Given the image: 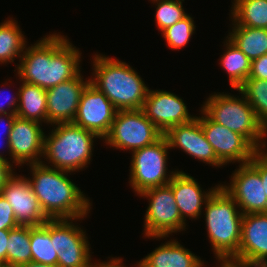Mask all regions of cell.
Instances as JSON below:
<instances>
[{
  "mask_svg": "<svg viewBox=\"0 0 267 267\" xmlns=\"http://www.w3.org/2000/svg\"><path fill=\"white\" fill-rule=\"evenodd\" d=\"M143 267H204V261L178 241L170 240L140 260Z\"/></svg>",
  "mask_w": 267,
  "mask_h": 267,
  "instance_id": "cell-21",
  "label": "cell"
},
{
  "mask_svg": "<svg viewBox=\"0 0 267 267\" xmlns=\"http://www.w3.org/2000/svg\"><path fill=\"white\" fill-rule=\"evenodd\" d=\"M259 174L267 197V152L265 150L259 151Z\"/></svg>",
  "mask_w": 267,
  "mask_h": 267,
  "instance_id": "cell-35",
  "label": "cell"
},
{
  "mask_svg": "<svg viewBox=\"0 0 267 267\" xmlns=\"http://www.w3.org/2000/svg\"><path fill=\"white\" fill-rule=\"evenodd\" d=\"M204 205L206 230L215 258L233 260L241 241L243 213L221 185Z\"/></svg>",
  "mask_w": 267,
  "mask_h": 267,
  "instance_id": "cell-4",
  "label": "cell"
},
{
  "mask_svg": "<svg viewBox=\"0 0 267 267\" xmlns=\"http://www.w3.org/2000/svg\"><path fill=\"white\" fill-rule=\"evenodd\" d=\"M251 267H267V263H258V264H255Z\"/></svg>",
  "mask_w": 267,
  "mask_h": 267,
  "instance_id": "cell-42",
  "label": "cell"
},
{
  "mask_svg": "<svg viewBox=\"0 0 267 267\" xmlns=\"http://www.w3.org/2000/svg\"><path fill=\"white\" fill-rule=\"evenodd\" d=\"M17 75L20 82L49 89L80 73V51L61 34H49L24 48Z\"/></svg>",
  "mask_w": 267,
  "mask_h": 267,
  "instance_id": "cell-1",
  "label": "cell"
},
{
  "mask_svg": "<svg viewBox=\"0 0 267 267\" xmlns=\"http://www.w3.org/2000/svg\"><path fill=\"white\" fill-rule=\"evenodd\" d=\"M201 110L212 121L244 136L258 151L266 150L263 147H266L267 130L243 95L239 98L215 92L207 98Z\"/></svg>",
  "mask_w": 267,
  "mask_h": 267,
  "instance_id": "cell-6",
  "label": "cell"
},
{
  "mask_svg": "<svg viewBox=\"0 0 267 267\" xmlns=\"http://www.w3.org/2000/svg\"><path fill=\"white\" fill-rule=\"evenodd\" d=\"M164 136L168 140L170 149L178 147L193 158L211 166L224 165L207 141L197 116L190 122L171 127Z\"/></svg>",
  "mask_w": 267,
  "mask_h": 267,
  "instance_id": "cell-18",
  "label": "cell"
},
{
  "mask_svg": "<svg viewBox=\"0 0 267 267\" xmlns=\"http://www.w3.org/2000/svg\"><path fill=\"white\" fill-rule=\"evenodd\" d=\"M194 20L188 14L174 25L162 31L163 37L170 49L177 50L184 47L195 31Z\"/></svg>",
  "mask_w": 267,
  "mask_h": 267,
  "instance_id": "cell-31",
  "label": "cell"
},
{
  "mask_svg": "<svg viewBox=\"0 0 267 267\" xmlns=\"http://www.w3.org/2000/svg\"><path fill=\"white\" fill-rule=\"evenodd\" d=\"M236 90L253 107L260 123L267 130V80L248 78Z\"/></svg>",
  "mask_w": 267,
  "mask_h": 267,
  "instance_id": "cell-29",
  "label": "cell"
},
{
  "mask_svg": "<svg viewBox=\"0 0 267 267\" xmlns=\"http://www.w3.org/2000/svg\"><path fill=\"white\" fill-rule=\"evenodd\" d=\"M14 19L5 20L0 24V64L14 62L16 57L21 59L26 38Z\"/></svg>",
  "mask_w": 267,
  "mask_h": 267,
  "instance_id": "cell-27",
  "label": "cell"
},
{
  "mask_svg": "<svg viewBox=\"0 0 267 267\" xmlns=\"http://www.w3.org/2000/svg\"><path fill=\"white\" fill-rule=\"evenodd\" d=\"M18 92L17 117L47 123L46 89L22 81Z\"/></svg>",
  "mask_w": 267,
  "mask_h": 267,
  "instance_id": "cell-22",
  "label": "cell"
},
{
  "mask_svg": "<svg viewBox=\"0 0 267 267\" xmlns=\"http://www.w3.org/2000/svg\"><path fill=\"white\" fill-rule=\"evenodd\" d=\"M16 267H58V266H53V265H48V264H41V263H36V262H28L25 264H20Z\"/></svg>",
  "mask_w": 267,
  "mask_h": 267,
  "instance_id": "cell-41",
  "label": "cell"
},
{
  "mask_svg": "<svg viewBox=\"0 0 267 267\" xmlns=\"http://www.w3.org/2000/svg\"><path fill=\"white\" fill-rule=\"evenodd\" d=\"M169 149L168 140L163 135L154 144L132 152L129 183L137 195L171 181L177 170L167 174Z\"/></svg>",
  "mask_w": 267,
  "mask_h": 267,
  "instance_id": "cell-7",
  "label": "cell"
},
{
  "mask_svg": "<svg viewBox=\"0 0 267 267\" xmlns=\"http://www.w3.org/2000/svg\"><path fill=\"white\" fill-rule=\"evenodd\" d=\"M32 178H28L34 195L50 219H84L91 203L67 176L69 171L51 168L45 163L28 164Z\"/></svg>",
  "mask_w": 267,
  "mask_h": 267,
  "instance_id": "cell-2",
  "label": "cell"
},
{
  "mask_svg": "<svg viewBox=\"0 0 267 267\" xmlns=\"http://www.w3.org/2000/svg\"><path fill=\"white\" fill-rule=\"evenodd\" d=\"M226 51L221 55L220 64L228 73L229 82L233 89H237L248 79L251 71V60L228 38Z\"/></svg>",
  "mask_w": 267,
  "mask_h": 267,
  "instance_id": "cell-24",
  "label": "cell"
},
{
  "mask_svg": "<svg viewBox=\"0 0 267 267\" xmlns=\"http://www.w3.org/2000/svg\"><path fill=\"white\" fill-rule=\"evenodd\" d=\"M30 249L32 261L57 266V251L50 236V220L43 225L30 226Z\"/></svg>",
  "mask_w": 267,
  "mask_h": 267,
  "instance_id": "cell-26",
  "label": "cell"
},
{
  "mask_svg": "<svg viewBox=\"0 0 267 267\" xmlns=\"http://www.w3.org/2000/svg\"><path fill=\"white\" fill-rule=\"evenodd\" d=\"M221 267H251L245 263L234 261L232 259L218 260Z\"/></svg>",
  "mask_w": 267,
  "mask_h": 267,
  "instance_id": "cell-40",
  "label": "cell"
},
{
  "mask_svg": "<svg viewBox=\"0 0 267 267\" xmlns=\"http://www.w3.org/2000/svg\"><path fill=\"white\" fill-rule=\"evenodd\" d=\"M162 132L146 117L142 109L119 110L103 141L116 149L132 152L154 144Z\"/></svg>",
  "mask_w": 267,
  "mask_h": 267,
  "instance_id": "cell-8",
  "label": "cell"
},
{
  "mask_svg": "<svg viewBox=\"0 0 267 267\" xmlns=\"http://www.w3.org/2000/svg\"><path fill=\"white\" fill-rule=\"evenodd\" d=\"M7 267H16L32 261L30 249V226L19 225L9 230Z\"/></svg>",
  "mask_w": 267,
  "mask_h": 267,
  "instance_id": "cell-28",
  "label": "cell"
},
{
  "mask_svg": "<svg viewBox=\"0 0 267 267\" xmlns=\"http://www.w3.org/2000/svg\"><path fill=\"white\" fill-rule=\"evenodd\" d=\"M142 110L146 117L164 135L171 127L192 121V116L183 99L163 90L148 91Z\"/></svg>",
  "mask_w": 267,
  "mask_h": 267,
  "instance_id": "cell-14",
  "label": "cell"
},
{
  "mask_svg": "<svg viewBox=\"0 0 267 267\" xmlns=\"http://www.w3.org/2000/svg\"><path fill=\"white\" fill-rule=\"evenodd\" d=\"M232 3V22L267 29V0H234Z\"/></svg>",
  "mask_w": 267,
  "mask_h": 267,
  "instance_id": "cell-25",
  "label": "cell"
},
{
  "mask_svg": "<svg viewBox=\"0 0 267 267\" xmlns=\"http://www.w3.org/2000/svg\"><path fill=\"white\" fill-rule=\"evenodd\" d=\"M9 230H0V264L7 267V244Z\"/></svg>",
  "mask_w": 267,
  "mask_h": 267,
  "instance_id": "cell-38",
  "label": "cell"
},
{
  "mask_svg": "<svg viewBox=\"0 0 267 267\" xmlns=\"http://www.w3.org/2000/svg\"><path fill=\"white\" fill-rule=\"evenodd\" d=\"M3 93V92H2ZM1 94V93H0ZM15 95H17V97L15 96H5V100H6V107H3V104L0 103V114H6V113H13L16 114L17 113V107H18V103H19V92H17ZM13 97V98H12ZM2 99V98H1ZM10 111V112H9Z\"/></svg>",
  "mask_w": 267,
  "mask_h": 267,
  "instance_id": "cell-37",
  "label": "cell"
},
{
  "mask_svg": "<svg viewBox=\"0 0 267 267\" xmlns=\"http://www.w3.org/2000/svg\"><path fill=\"white\" fill-rule=\"evenodd\" d=\"M139 196L149 200L144 220L145 237L161 239L186 229L169 184L148 189Z\"/></svg>",
  "mask_w": 267,
  "mask_h": 267,
  "instance_id": "cell-9",
  "label": "cell"
},
{
  "mask_svg": "<svg viewBox=\"0 0 267 267\" xmlns=\"http://www.w3.org/2000/svg\"><path fill=\"white\" fill-rule=\"evenodd\" d=\"M230 185H221L243 214L267 213V197L259 174V151L248 163L239 164Z\"/></svg>",
  "mask_w": 267,
  "mask_h": 267,
  "instance_id": "cell-10",
  "label": "cell"
},
{
  "mask_svg": "<svg viewBox=\"0 0 267 267\" xmlns=\"http://www.w3.org/2000/svg\"><path fill=\"white\" fill-rule=\"evenodd\" d=\"M156 2L155 21L161 31L187 16L182 5L184 0H151Z\"/></svg>",
  "mask_w": 267,
  "mask_h": 267,
  "instance_id": "cell-30",
  "label": "cell"
},
{
  "mask_svg": "<svg viewBox=\"0 0 267 267\" xmlns=\"http://www.w3.org/2000/svg\"><path fill=\"white\" fill-rule=\"evenodd\" d=\"M229 38L251 61L267 54V29L232 24Z\"/></svg>",
  "mask_w": 267,
  "mask_h": 267,
  "instance_id": "cell-23",
  "label": "cell"
},
{
  "mask_svg": "<svg viewBox=\"0 0 267 267\" xmlns=\"http://www.w3.org/2000/svg\"><path fill=\"white\" fill-rule=\"evenodd\" d=\"M57 125V126H56ZM49 136L44 135L43 158L51 168L75 172L90 164L93 140L97 134L73 123L54 124Z\"/></svg>",
  "mask_w": 267,
  "mask_h": 267,
  "instance_id": "cell-5",
  "label": "cell"
},
{
  "mask_svg": "<svg viewBox=\"0 0 267 267\" xmlns=\"http://www.w3.org/2000/svg\"><path fill=\"white\" fill-rule=\"evenodd\" d=\"M74 219H50V236L54 239L58 267H95L90 246L83 229Z\"/></svg>",
  "mask_w": 267,
  "mask_h": 267,
  "instance_id": "cell-11",
  "label": "cell"
},
{
  "mask_svg": "<svg viewBox=\"0 0 267 267\" xmlns=\"http://www.w3.org/2000/svg\"><path fill=\"white\" fill-rule=\"evenodd\" d=\"M168 184L172 188L177 207L184 222L186 217L199 219L203 209L202 205L220 186L219 184L209 189L208 192H202V188L196 182V179L182 171H177Z\"/></svg>",
  "mask_w": 267,
  "mask_h": 267,
  "instance_id": "cell-20",
  "label": "cell"
},
{
  "mask_svg": "<svg viewBox=\"0 0 267 267\" xmlns=\"http://www.w3.org/2000/svg\"><path fill=\"white\" fill-rule=\"evenodd\" d=\"M13 164L0 160V193L3 186L8 182V180L14 175Z\"/></svg>",
  "mask_w": 267,
  "mask_h": 267,
  "instance_id": "cell-34",
  "label": "cell"
},
{
  "mask_svg": "<svg viewBox=\"0 0 267 267\" xmlns=\"http://www.w3.org/2000/svg\"><path fill=\"white\" fill-rule=\"evenodd\" d=\"M18 225L13 208L0 193V230H10L16 228Z\"/></svg>",
  "mask_w": 267,
  "mask_h": 267,
  "instance_id": "cell-32",
  "label": "cell"
},
{
  "mask_svg": "<svg viewBox=\"0 0 267 267\" xmlns=\"http://www.w3.org/2000/svg\"><path fill=\"white\" fill-rule=\"evenodd\" d=\"M233 260L249 266L267 263V213L243 214L241 241Z\"/></svg>",
  "mask_w": 267,
  "mask_h": 267,
  "instance_id": "cell-19",
  "label": "cell"
},
{
  "mask_svg": "<svg viewBox=\"0 0 267 267\" xmlns=\"http://www.w3.org/2000/svg\"><path fill=\"white\" fill-rule=\"evenodd\" d=\"M81 72L71 80L46 89L47 124L72 123L76 117L83 91L90 83Z\"/></svg>",
  "mask_w": 267,
  "mask_h": 267,
  "instance_id": "cell-16",
  "label": "cell"
},
{
  "mask_svg": "<svg viewBox=\"0 0 267 267\" xmlns=\"http://www.w3.org/2000/svg\"><path fill=\"white\" fill-rule=\"evenodd\" d=\"M3 137H4V136H3ZM0 160H4V161H7V162L10 163V161H8L7 158H5V157L3 156L2 153L0 154Z\"/></svg>",
  "mask_w": 267,
  "mask_h": 267,
  "instance_id": "cell-43",
  "label": "cell"
},
{
  "mask_svg": "<svg viewBox=\"0 0 267 267\" xmlns=\"http://www.w3.org/2000/svg\"><path fill=\"white\" fill-rule=\"evenodd\" d=\"M6 115V116H5ZM5 118H4V117ZM3 117V118H2ZM17 118V115L16 114H13V113H4V114H0V122L3 123L4 119H6V123H4L6 126H5V131L3 130V132H5V134L3 136L6 135L5 139H6V145H7V149H8V152L10 154V157H11V153H10V150H9V137H10V133H11V130H12V127H13V124H14V121L15 119ZM4 127V126H3Z\"/></svg>",
  "mask_w": 267,
  "mask_h": 267,
  "instance_id": "cell-36",
  "label": "cell"
},
{
  "mask_svg": "<svg viewBox=\"0 0 267 267\" xmlns=\"http://www.w3.org/2000/svg\"><path fill=\"white\" fill-rule=\"evenodd\" d=\"M117 111L107 96L89 83L83 91L76 117L72 123L104 139Z\"/></svg>",
  "mask_w": 267,
  "mask_h": 267,
  "instance_id": "cell-13",
  "label": "cell"
},
{
  "mask_svg": "<svg viewBox=\"0 0 267 267\" xmlns=\"http://www.w3.org/2000/svg\"><path fill=\"white\" fill-rule=\"evenodd\" d=\"M199 116L202 130L217 158L225 165L248 163L258 150L242 135L212 121L202 110Z\"/></svg>",
  "mask_w": 267,
  "mask_h": 267,
  "instance_id": "cell-12",
  "label": "cell"
},
{
  "mask_svg": "<svg viewBox=\"0 0 267 267\" xmlns=\"http://www.w3.org/2000/svg\"><path fill=\"white\" fill-rule=\"evenodd\" d=\"M248 78L267 80V54L251 61V71Z\"/></svg>",
  "mask_w": 267,
  "mask_h": 267,
  "instance_id": "cell-33",
  "label": "cell"
},
{
  "mask_svg": "<svg viewBox=\"0 0 267 267\" xmlns=\"http://www.w3.org/2000/svg\"><path fill=\"white\" fill-rule=\"evenodd\" d=\"M1 194L13 208L18 225L32 227L50 220L34 195L28 178L14 174L3 186Z\"/></svg>",
  "mask_w": 267,
  "mask_h": 267,
  "instance_id": "cell-15",
  "label": "cell"
},
{
  "mask_svg": "<svg viewBox=\"0 0 267 267\" xmlns=\"http://www.w3.org/2000/svg\"><path fill=\"white\" fill-rule=\"evenodd\" d=\"M90 83L103 92L119 110L142 109L149 88L129 64L109 56H93Z\"/></svg>",
  "mask_w": 267,
  "mask_h": 267,
  "instance_id": "cell-3",
  "label": "cell"
},
{
  "mask_svg": "<svg viewBox=\"0 0 267 267\" xmlns=\"http://www.w3.org/2000/svg\"><path fill=\"white\" fill-rule=\"evenodd\" d=\"M122 261L123 260L119 257L118 258L112 257V259H110L109 262L95 263V267H124V265L122 264L123 263ZM137 267H143L141 262L137 264Z\"/></svg>",
  "mask_w": 267,
  "mask_h": 267,
  "instance_id": "cell-39",
  "label": "cell"
},
{
  "mask_svg": "<svg viewBox=\"0 0 267 267\" xmlns=\"http://www.w3.org/2000/svg\"><path fill=\"white\" fill-rule=\"evenodd\" d=\"M41 123L17 117L14 121L10 137L9 150L12 163L22 164L42 163L44 152V135Z\"/></svg>",
  "mask_w": 267,
  "mask_h": 267,
  "instance_id": "cell-17",
  "label": "cell"
}]
</instances>
